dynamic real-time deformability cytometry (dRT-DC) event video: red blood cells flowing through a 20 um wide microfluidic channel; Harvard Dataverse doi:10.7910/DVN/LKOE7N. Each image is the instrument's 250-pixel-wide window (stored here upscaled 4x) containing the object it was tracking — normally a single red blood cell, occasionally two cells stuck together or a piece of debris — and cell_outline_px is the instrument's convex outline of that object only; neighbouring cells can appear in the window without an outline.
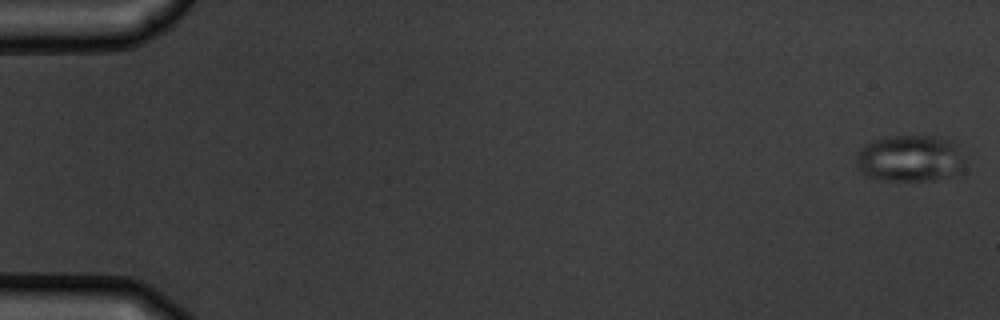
{"species": "common noctule bat (a hibernating species)", "species_latin": "Nyctalus noctula", "temperature_condition": "warm", "stored_images_in_passage": 7, "camera_frame_rate_fps": 3000, "um_per_image_px": 0.085, "animal": {"sex": "male", "body_mass_g": 19.5, "forearm_length_mm": 54.6}, "frame": {"image": 1, "passage_image": 1, "time_ms": 0.0, "image_size_px": [1000, 320], "cell_outline_px": [[968, 160], [964, 172], [956, 176], [932, 180], [888, 180], [868, 176], [860, 172], [856, 160], [856, 156], [860, 148], [864, 144], [884, 136], [936, 136], [952, 140], [956, 144]], "centroid_in_image_um": [77.45, 13.46], "position_along_channel_um": 7.5, "area_um2": 30.35}}
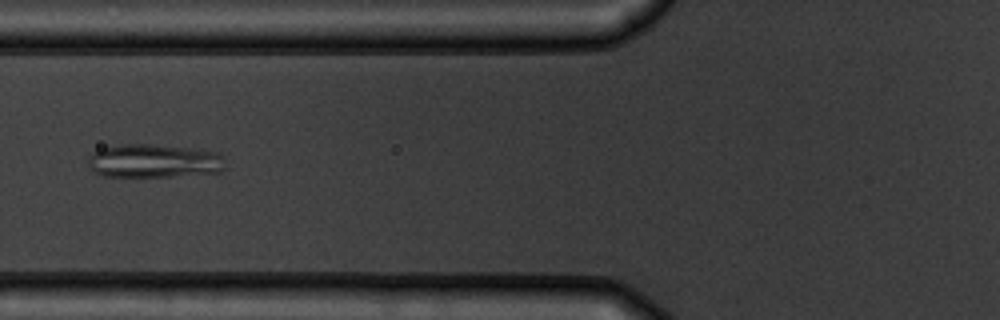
{"frame": {"image": 2, "passage_image": 7, "time_ms": 7.0, "image_size_px": [1000, 320], "cell_outline_px": [[224, 168], [220, 172], [172, 176], [104, 176], [96, 172], [88, 164], [88, 156], [92, 152], [100, 148], [124, 144], [148, 144], [192, 148], [216, 152], [220, 156]], "centroid_in_image_um": [13.04, 13.67], "position_along_channel_um": 112.8, "area_um2": 26.53}}